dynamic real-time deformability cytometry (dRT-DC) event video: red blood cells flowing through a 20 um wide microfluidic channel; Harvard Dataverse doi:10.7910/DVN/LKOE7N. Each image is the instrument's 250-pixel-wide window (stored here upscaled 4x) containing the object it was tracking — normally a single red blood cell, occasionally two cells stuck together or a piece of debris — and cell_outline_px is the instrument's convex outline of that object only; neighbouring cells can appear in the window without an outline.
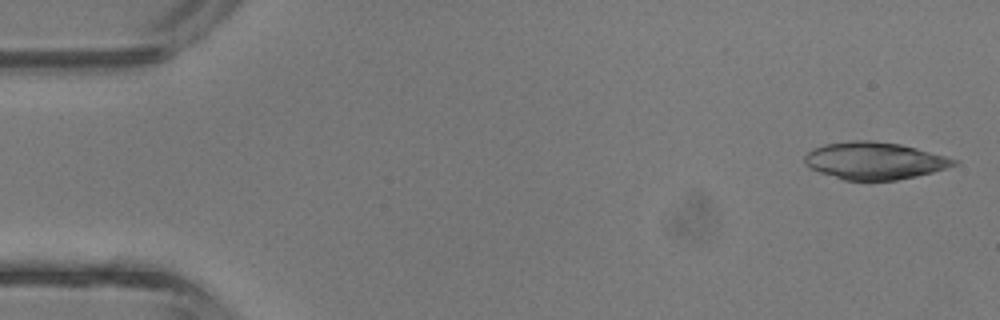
{"species": "common noctule bat (a hibernating species)", "species_latin": "Nyctalus noctula", "temperature_condition": "room temperature", "stored_images_in_passage": 41, "camera_frame_rate_fps": 3000, "um_per_image_px": 0.085, "animal": {"sex": "male", "body_mass_g": 13.3}, "frame": {"image": 1, "passage_image": 1, "time_ms": 0.0, "image_size_px": [1000, 320], "cell_outline_px": [[960, 164], [932, 172], [916, 176], [896, 180], [844, 180], [808, 168], [804, 164], [804, 156], [812, 148], [824, 144], [852, 140], [872, 140], [900, 144], [916, 148], [960, 160]], "centroid_in_image_um": [74.32, 13.65], "position_along_channel_um": 10.7, "area_um2": 32.54}}